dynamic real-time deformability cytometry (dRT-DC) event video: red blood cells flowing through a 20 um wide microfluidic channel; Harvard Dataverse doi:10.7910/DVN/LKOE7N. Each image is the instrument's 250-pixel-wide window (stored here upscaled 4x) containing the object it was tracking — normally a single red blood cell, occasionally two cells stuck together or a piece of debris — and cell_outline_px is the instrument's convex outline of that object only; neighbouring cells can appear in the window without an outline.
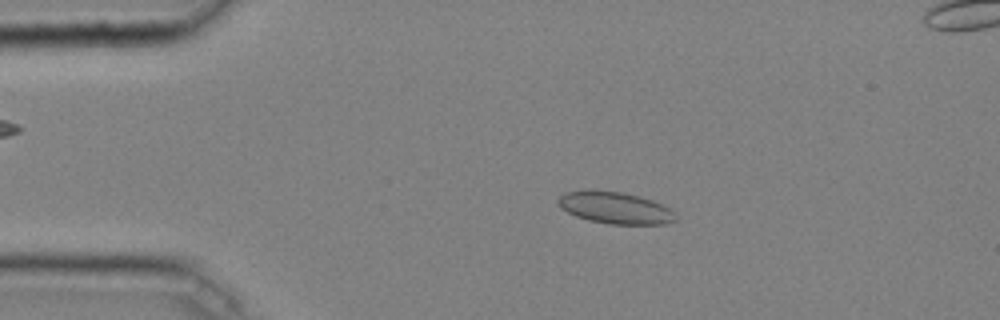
{"species": "common noctule bat (a hibernating species)", "species_latin": "Nyctalus noctula", "temperature_condition": "cold", "stored_images_in_passage": 46, "camera_frame_rate_fps": 3000, "um_per_image_px": 0.085, "animal": {"sex": "male", "body_mass_g": 20.4}, "frame": {"image": 1, "passage_image": 9, "time_ms": 2.667, "image_size_px": [1000, 320], "cell_outline_px": [[676, 220], [668, 224], [608, 224], [588, 220], [576, 216], [560, 208], [556, 200], [564, 192], [584, 188], [588, 188], [620, 192], [640, 196], [652, 200], [672, 208], [676, 216]], "centroid_in_image_um": [52.26, 17.64], "position_along_channel_um": 32.7, "area_um2": 22.37}}
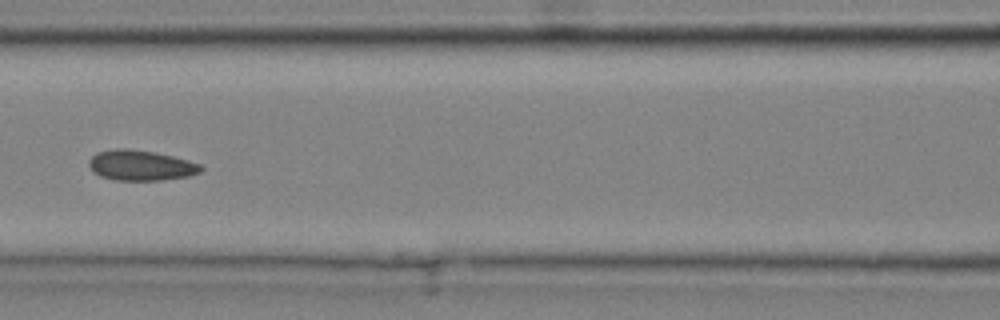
{"frame": {"image": 2, "passage_image": 21, "time_ms": 6.667, "image_size_px": [1000, 320], "cell_outline_px": [[204, 168], [200, 172], [188, 176], [160, 180], [112, 180], [100, 176], [92, 172], [88, 164], [88, 160], [96, 152], [116, 148], [128, 148], [156, 152], [188, 160], [200, 164]], "centroid_in_image_um": [11.93, 14.05], "position_along_channel_um": 154.7, "area_um2": 20.0}}
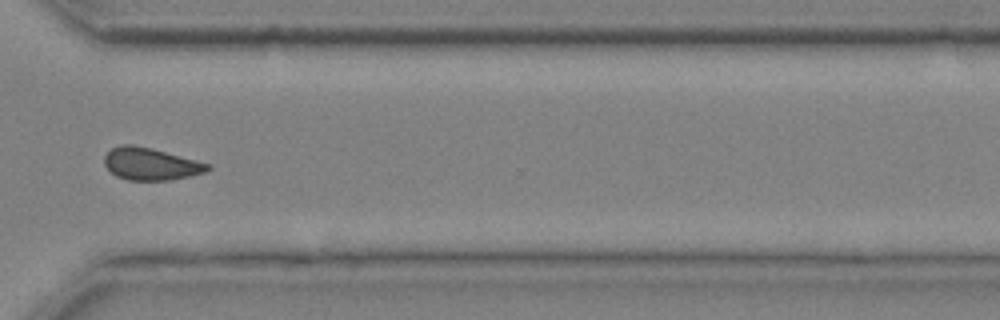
{"frame": {"image": 3, "passage_image": 36, "time_ms": 11.667, "image_size_px": [1000, 320], "cell_outline_px": [[212, 168], [208, 172], [168, 180], [128, 180], [116, 176], [104, 164], [104, 156], [112, 148], [120, 144], [132, 144], [196, 160], [208, 164]], "centroid_in_image_um": [12.79, 13.94], "position_along_channel_um": 357.8, "area_um2": 19.13}, "authors_computed_cell_mechanics": {"area_um2": 19.5942, "velocity_mm_per_s": 4.0461, "shape_relaxation_time_tau1_ms": null, "shape_relaxation_time_tau2_ms": 3.0297, "deformation_change_tau1": null, "deformation_change_tau2": 0.077}}